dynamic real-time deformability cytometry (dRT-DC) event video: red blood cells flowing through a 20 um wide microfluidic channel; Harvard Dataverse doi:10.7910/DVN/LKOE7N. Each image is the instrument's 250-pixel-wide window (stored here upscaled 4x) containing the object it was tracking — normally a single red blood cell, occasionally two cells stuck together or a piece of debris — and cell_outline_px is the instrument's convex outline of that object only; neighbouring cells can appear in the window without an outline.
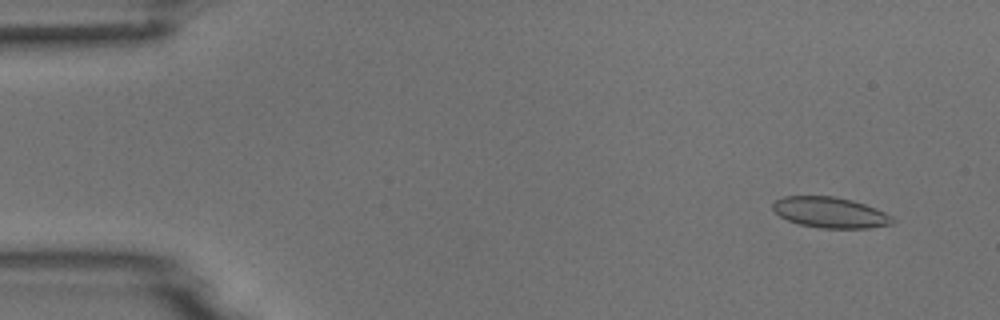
{"species": "common noctule bat (a hibernating species)", "species_latin": "Nyctalus noctula", "temperature_condition": "room temperature", "stored_images_in_passage": 5, "camera_frame_rate_fps": 3000, "um_per_image_px": 0.085, "animal": {"sex": "male", "body_mass_g": 18.8}, "frame": {"image": 1, "passage_image": 1, "time_ms": 0.0, "image_size_px": [1000, 320], "cell_outline_px": [[896, 220], [892, 224], [868, 228], [820, 228], [800, 224], [788, 220], [780, 216], [772, 208], [772, 204], [776, 200], [784, 196], [832, 196], [852, 200], [876, 208], [892, 216]], "centroid_in_image_um": [70.58, 18.06], "position_along_channel_um": 14.4, "area_um2": 21.39}}
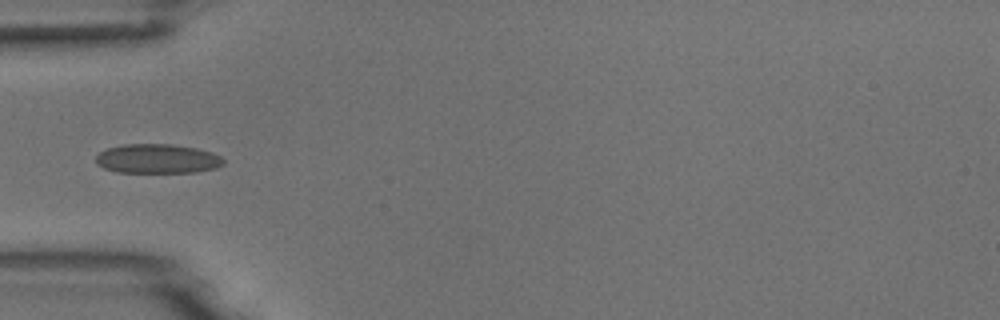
{"frame": {"image": 2, "passage_image": 4, "time_ms": 4.333, "image_size_px": [1000, 320], "cell_outline_px": [[224, 164], [216, 168], [196, 172], [116, 172], [104, 168], [96, 164], [96, 156], [100, 152], [108, 148], [124, 144], [172, 144], [196, 148], [212, 152], [220, 156], [224, 160]], "centroid_in_image_um": [13.38, 13.49], "position_along_channel_um": 71.6, "area_um2": 21.85}}